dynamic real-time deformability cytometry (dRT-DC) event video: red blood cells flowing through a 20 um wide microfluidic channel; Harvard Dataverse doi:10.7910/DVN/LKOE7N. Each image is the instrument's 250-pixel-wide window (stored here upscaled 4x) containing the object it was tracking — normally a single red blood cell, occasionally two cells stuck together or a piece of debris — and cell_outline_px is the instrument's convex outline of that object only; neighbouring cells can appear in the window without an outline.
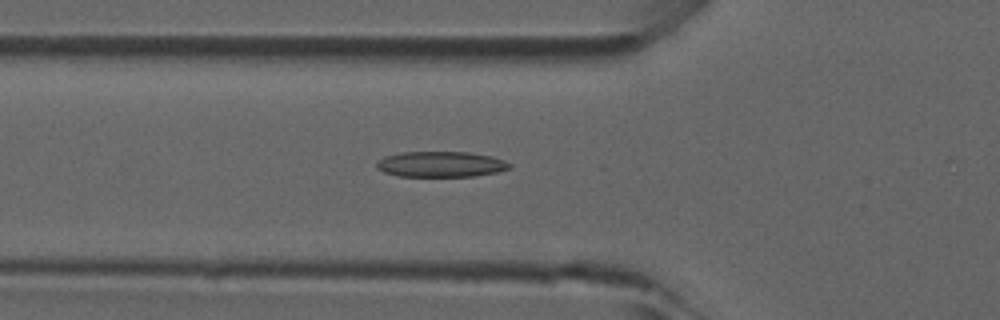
{"species": "common noctule bat (a hibernating species)", "species_latin": "Nyctalus noctula", "temperature_condition": "room temperature", "stored_images_in_passage": 18, "camera_frame_rate_fps": 3000, "um_per_image_px": 0.085, "animal": {"sex": "male", "forearm_length_mm": 52.5}, "frame": {"image": 1, "passage_image": 8, "time_ms": 2.333, "image_size_px": [1000, 320], "cell_outline_px": [[512, 164], [508, 168], [496, 172], [476, 176], [396, 176], [384, 172], [376, 168], [376, 164], [384, 156], [400, 152], [468, 152], [492, 156], [504, 160]], "centroid_in_image_um": [37.45, 13.96], "position_along_channel_um": 88.3, "area_um2": 19.83}}
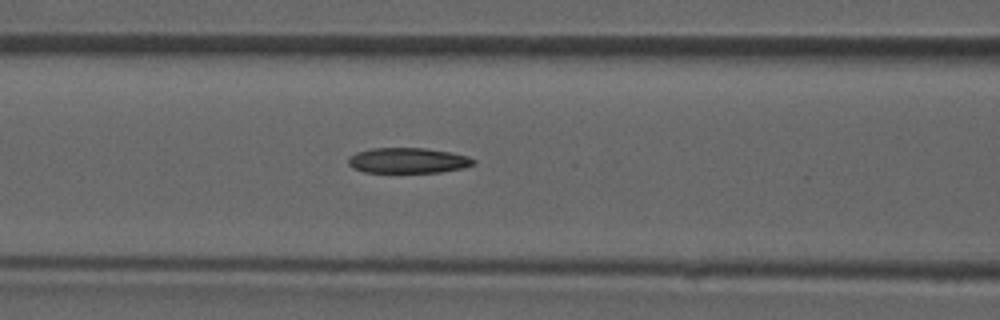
{"frame": {"image": 2, "passage_image": 11, "time_ms": 3.333, "image_size_px": [1000, 320], "cell_outline_px": [[476, 164], [464, 168], [440, 172], [364, 172], [352, 168], [348, 164], [348, 156], [356, 152], [372, 148], [424, 148], [452, 152], [468, 156], [476, 160]], "centroid_in_image_um": [34.69, 13.64], "position_along_channel_um": 131.9, "area_um2": 18.73}}